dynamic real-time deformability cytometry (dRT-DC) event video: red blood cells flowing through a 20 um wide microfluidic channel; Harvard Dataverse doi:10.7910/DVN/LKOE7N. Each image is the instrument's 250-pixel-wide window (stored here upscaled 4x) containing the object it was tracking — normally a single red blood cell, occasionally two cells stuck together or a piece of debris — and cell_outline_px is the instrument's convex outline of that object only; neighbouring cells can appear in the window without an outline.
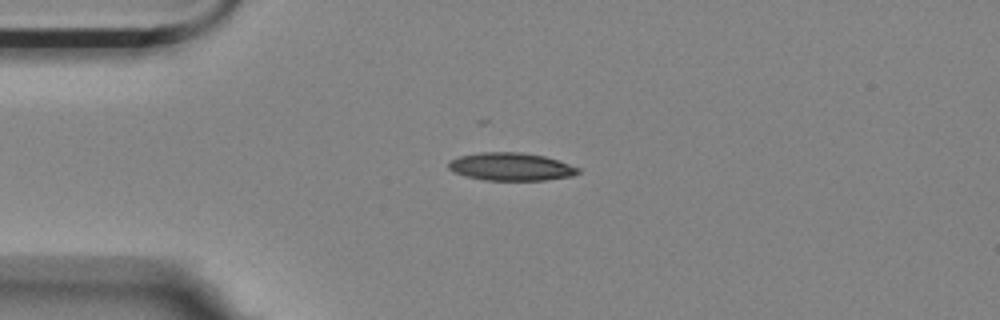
{"species": "Egyptian fruit bat (a non-hibernating species)", "species_latin": "Rousettus aegyptiacus", "temperature_condition": "room temperature", "stored_images_in_passage": 1, "camera_frame_rate_fps": 3000, "um_per_image_px": 0.085, "animal": {"sex": "female"}, "frame": {"image": 1, "passage_image": 1, "time_ms": 0.0, "image_size_px": [1000, 320], "cell_outline_px": [[580, 172], [572, 176], [544, 180], [484, 180], [464, 176], [452, 172], [448, 168], [448, 160], [460, 156], [480, 152], [520, 152], [544, 156], [580, 168]], "centroid_in_image_um": [43.38, 14.17], "position_along_channel_um": 41.6, "area_um2": 21.1}}